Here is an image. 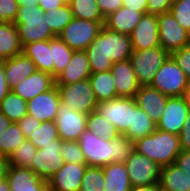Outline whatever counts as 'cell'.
<instances>
[{
	"mask_svg": "<svg viewBox=\"0 0 190 191\" xmlns=\"http://www.w3.org/2000/svg\"><path fill=\"white\" fill-rule=\"evenodd\" d=\"M132 51L130 36L109 30L105 26L85 50L91 73L110 71L113 63L129 60Z\"/></svg>",
	"mask_w": 190,
	"mask_h": 191,
	"instance_id": "cell-1",
	"label": "cell"
},
{
	"mask_svg": "<svg viewBox=\"0 0 190 191\" xmlns=\"http://www.w3.org/2000/svg\"><path fill=\"white\" fill-rule=\"evenodd\" d=\"M78 143L87 166L102 167L112 162H125L134 150L133 141L121 134L107 141L85 130Z\"/></svg>",
	"mask_w": 190,
	"mask_h": 191,
	"instance_id": "cell-2",
	"label": "cell"
},
{
	"mask_svg": "<svg viewBox=\"0 0 190 191\" xmlns=\"http://www.w3.org/2000/svg\"><path fill=\"white\" fill-rule=\"evenodd\" d=\"M134 150L156 162L161 168L175 163L180 154V137L156 129L150 135L133 142Z\"/></svg>",
	"mask_w": 190,
	"mask_h": 191,
	"instance_id": "cell-3",
	"label": "cell"
},
{
	"mask_svg": "<svg viewBox=\"0 0 190 191\" xmlns=\"http://www.w3.org/2000/svg\"><path fill=\"white\" fill-rule=\"evenodd\" d=\"M19 33L22 46L56 37L44 20V11L38 6H19L13 23Z\"/></svg>",
	"mask_w": 190,
	"mask_h": 191,
	"instance_id": "cell-4",
	"label": "cell"
},
{
	"mask_svg": "<svg viewBox=\"0 0 190 191\" xmlns=\"http://www.w3.org/2000/svg\"><path fill=\"white\" fill-rule=\"evenodd\" d=\"M170 54L162 47L133 50L129 58L131 66L141 86L151 85L157 70L164 64Z\"/></svg>",
	"mask_w": 190,
	"mask_h": 191,
	"instance_id": "cell-5",
	"label": "cell"
},
{
	"mask_svg": "<svg viewBox=\"0 0 190 191\" xmlns=\"http://www.w3.org/2000/svg\"><path fill=\"white\" fill-rule=\"evenodd\" d=\"M60 102L72 110L89 115L98 104L88 79L72 84H55Z\"/></svg>",
	"mask_w": 190,
	"mask_h": 191,
	"instance_id": "cell-6",
	"label": "cell"
},
{
	"mask_svg": "<svg viewBox=\"0 0 190 191\" xmlns=\"http://www.w3.org/2000/svg\"><path fill=\"white\" fill-rule=\"evenodd\" d=\"M104 21H91L73 17L59 37L73 50L85 51L98 37Z\"/></svg>",
	"mask_w": 190,
	"mask_h": 191,
	"instance_id": "cell-7",
	"label": "cell"
},
{
	"mask_svg": "<svg viewBox=\"0 0 190 191\" xmlns=\"http://www.w3.org/2000/svg\"><path fill=\"white\" fill-rule=\"evenodd\" d=\"M187 83L185 73L170 55L157 70L150 86L168 97H182Z\"/></svg>",
	"mask_w": 190,
	"mask_h": 191,
	"instance_id": "cell-8",
	"label": "cell"
},
{
	"mask_svg": "<svg viewBox=\"0 0 190 191\" xmlns=\"http://www.w3.org/2000/svg\"><path fill=\"white\" fill-rule=\"evenodd\" d=\"M96 112L113 124L118 133L123 135L128 128H132L133 98L117 97L99 102L96 106Z\"/></svg>",
	"mask_w": 190,
	"mask_h": 191,
	"instance_id": "cell-9",
	"label": "cell"
},
{
	"mask_svg": "<svg viewBox=\"0 0 190 191\" xmlns=\"http://www.w3.org/2000/svg\"><path fill=\"white\" fill-rule=\"evenodd\" d=\"M131 186H148L159 183L161 167L147 156L133 150L125 161Z\"/></svg>",
	"mask_w": 190,
	"mask_h": 191,
	"instance_id": "cell-10",
	"label": "cell"
},
{
	"mask_svg": "<svg viewBox=\"0 0 190 191\" xmlns=\"http://www.w3.org/2000/svg\"><path fill=\"white\" fill-rule=\"evenodd\" d=\"M157 19L160 47L171 55L174 51L187 46L188 31L176 21L171 12L159 14Z\"/></svg>",
	"mask_w": 190,
	"mask_h": 191,
	"instance_id": "cell-11",
	"label": "cell"
},
{
	"mask_svg": "<svg viewBox=\"0 0 190 191\" xmlns=\"http://www.w3.org/2000/svg\"><path fill=\"white\" fill-rule=\"evenodd\" d=\"M62 140L55 139V144L43 146L35 153L29 167L37 176L48 180L64 163L61 156Z\"/></svg>",
	"mask_w": 190,
	"mask_h": 191,
	"instance_id": "cell-12",
	"label": "cell"
},
{
	"mask_svg": "<svg viewBox=\"0 0 190 191\" xmlns=\"http://www.w3.org/2000/svg\"><path fill=\"white\" fill-rule=\"evenodd\" d=\"M87 117L60 103L55 119L59 138L63 141H78L86 130Z\"/></svg>",
	"mask_w": 190,
	"mask_h": 191,
	"instance_id": "cell-13",
	"label": "cell"
},
{
	"mask_svg": "<svg viewBox=\"0 0 190 191\" xmlns=\"http://www.w3.org/2000/svg\"><path fill=\"white\" fill-rule=\"evenodd\" d=\"M189 111L182 97H169L156 129L179 136Z\"/></svg>",
	"mask_w": 190,
	"mask_h": 191,
	"instance_id": "cell-14",
	"label": "cell"
},
{
	"mask_svg": "<svg viewBox=\"0 0 190 191\" xmlns=\"http://www.w3.org/2000/svg\"><path fill=\"white\" fill-rule=\"evenodd\" d=\"M130 40L133 50H144L160 46L157 15L145 13L133 29Z\"/></svg>",
	"mask_w": 190,
	"mask_h": 191,
	"instance_id": "cell-15",
	"label": "cell"
},
{
	"mask_svg": "<svg viewBox=\"0 0 190 191\" xmlns=\"http://www.w3.org/2000/svg\"><path fill=\"white\" fill-rule=\"evenodd\" d=\"M60 103V95L54 85L27 102V114L40 122L55 121Z\"/></svg>",
	"mask_w": 190,
	"mask_h": 191,
	"instance_id": "cell-16",
	"label": "cell"
},
{
	"mask_svg": "<svg viewBox=\"0 0 190 191\" xmlns=\"http://www.w3.org/2000/svg\"><path fill=\"white\" fill-rule=\"evenodd\" d=\"M86 164L63 163L48 179L50 191H79Z\"/></svg>",
	"mask_w": 190,
	"mask_h": 191,
	"instance_id": "cell-17",
	"label": "cell"
},
{
	"mask_svg": "<svg viewBox=\"0 0 190 191\" xmlns=\"http://www.w3.org/2000/svg\"><path fill=\"white\" fill-rule=\"evenodd\" d=\"M6 179L10 191H50L48 180L40 178L30 168L10 166Z\"/></svg>",
	"mask_w": 190,
	"mask_h": 191,
	"instance_id": "cell-18",
	"label": "cell"
},
{
	"mask_svg": "<svg viewBox=\"0 0 190 191\" xmlns=\"http://www.w3.org/2000/svg\"><path fill=\"white\" fill-rule=\"evenodd\" d=\"M113 84L118 97H135L141 85L129 60L115 62L112 65Z\"/></svg>",
	"mask_w": 190,
	"mask_h": 191,
	"instance_id": "cell-19",
	"label": "cell"
},
{
	"mask_svg": "<svg viewBox=\"0 0 190 191\" xmlns=\"http://www.w3.org/2000/svg\"><path fill=\"white\" fill-rule=\"evenodd\" d=\"M168 98L150 85L141 86L134 97L137 107L144 110L155 124L160 120Z\"/></svg>",
	"mask_w": 190,
	"mask_h": 191,
	"instance_id": "cell-20",
	"label": "cell"
},
{
	"mask_svg": "<svg viewBox=\"0 0 190 191\" xmlns=\"http://www.w3.org/2000/svg\"><path fill=\"white\" fill-rule=\"evenodd\" d=\"M55 85V78L48 73L35 70L29 77L17 83L11 91L28 102L36 95L46 92Z\"/></svg>",
	"mask_w": 190,
	"mask_h": 191,
	"instance_id": "cell-21",
	"label": "cell"
},
{
	"mask_svg": "<svg viewBox=\"0 0 190 191\" xmlns=\"http://www.w3.org/2000/svg\"><path fill=\"white\" fill-rule=\"evenodd\" d=\"M90 63L85 51H74L66 68L55 78V84H72L91 75Z\"/></svg>",
	"mask_w": 190,
	"mask_h": 191,
	"instance_id": "cell-22",
	"label": "cell"
},
{
	"mask_svg": "<svg viewBox=\"0 0 190 191\" xmlns=\"http://www.w3.org/2000/svg\"><path fill=\"white\" fill-rule=\"evenodd\" d=\"M142 15L141 12L122 6L117 11L105 17L103 25L109 30L130 36Z\"/></svg>",
	"mask_w": 190,
	"mask_h": 191,
	"instance_id": "cell-23",
	"label": "cell"
},
{
	"mask_svg": "<svg viewBox=\"0 0 190 191\" xmlns=\"http://www.w3.org/2000/svg\"><path fill=\"white\" fill-rule=\"evenodd\" d=\"M22 53L31 59L36 70L51 74L53 76L52 49H50V39L36 41L22 46Z\"/></svg>",
	"mask_w": 190,
	"mask_h": 191,
	"instance_id": "cell-24",
	"label": "cell"
},
{
	"mask_svg": "<svg viewBox=\"0 0 190 191\" xmlns=\"http://www.w3.org/2000/svg\"><path fill=\"white\" fill-rule=\"evenodd\" d=\"M2 62L4 63L5 77L10 89L36 70L35 64L23 53Z\"/></svg>",
	"mask_w": 190,
	"mask_h": 191,
	"instance_id": "cell-25",
	"label": "cell"
},
{
	"mask_svg": "<svg viewBox=\"0 0 190 191\" xmlns=\"http://www.w3.org/2000/svg\"><path fill=\"white\" fill-rule=\"evenodd\" d=\"M159 186L161 191H190V175L172 163L161 168Z\"/></svg>",
	"mask_w": 190,
	"mask_h": 191,
	"instance_id": "cell-26",
	"label": "cell"
},
{
	"mask_svg": "<svg viewBox=\"0 0 190 191\" xmlns=\"http://www.w3.org/2000/svg\"><path fill=\"white\" fill-rule=\"evenodd\" d=\"M104 191H130L131 183L125 162H112L102 166Z\"/></svg>",
	"mask_w": 190,
	"mask_h": 191,
	"instance_id": "cell-27",
	"label": "cell"
},
{
	"mask_svg": "<svg viewBox=\"0 0 190 191\" xmlns=\"http://www.w3.org/2000/svg\"><path fill=\"white\" fill-rule=\"evenodd\" d=\"M22 53L17 27L10 22H0V61Z\"/></svg>",
	"mask_w": 190,
	"mask_h": 191,
	"instance_id": "cell-28",
	"label": "cell"
},
{
	"mask_svg": "<svg viewBox=\"0 0 190 191\" xmlns=\"http://www.w3.org/2000/svg\"><path fill=\"white\" fill-rule=\"evenodd\" d=\"M97 102L117 98L111 71L92 73L88 78Z\"/></svg>",
	"mask_w": 190,
	"mask_h": 191,
	"instance_id": "cell-29",
	"label": "cell"
},
{
	"mask_svg": "<svg viewBox=\"0 0 190 191\" xmlns=\"http://www.w3.org/2000/svg\"><path fill=\"white\" fill-rule=\"evenodd\" d=\"M156 130V124L150 119L144 110L137 107L133 98V119L132 128L123 134L133 142L144 136L150 135Z\"/></svg>",
	"mask_w": 190,
	"mask_h": 191,
	"instance_id": "cell-30",
	"label": "cell"
},
{
	"mask_svg": "<svg viewBox=\"0 0 190 191\" xmlns=\"http://www.w3.org/2000/svg\"><path fill=\"white\" fill-rule=\"evenodd\" d=\"M52 49L53 77L56 78L70 62L73 50L59 37L50 39Z\"/></svg>",
	"mask_w": 190,
	"mask_h": 191,
	"instance_id": "cell-31",
	"label": "cell"
},
{
	"mask_svg": "<svg viewBox=\"0 0 190 191\" xmlns=\"http://www.w3.org/2000/svg\"><path fill=\"white\" fill-rule=\"evenodd\" d=\"M0 112L11 122H18L27 115V102L10 91L0 102Z\"/></svg>",
	"mask_w": 190,
	"mask_h": 191,
	"instance_id": "cell-32",
	"label": "cell"
},
{
	"mask_svg": "<svg viewBox=\"0 0 190 191\" xmlns=\"http://www.w3.org/2000/svg\"><path fill=\"white\" fill-rule=\"evenodd\" d=\"M72 18V10L68 3L44 12V20L48 23L47 25L55 36H59L62 33Z\"/></svg>",
	"mask_w": 190,
	"mask_h": 191,
	"instance_id": "cell-33",
	"label": "cell"
},
{
	"mask_svg": "<svg viewBox=\"0 0 190 191\" xmlns=\"http://www.w3.org/2000/svg\"><path fill=\"white\" fill-rule=\"evenodd\" d=\"M68 4L75 18L105 21L96 0H68Z\"/></svg>",
	"mask_w": 190,
	"mask_h": 191,
	"instance_id": "cell-34",
	"label": "cell"
},
{
	"mask_svg": "<svg viewBox=\"0 0 190 191\" xmlns=\"http://www.w3.org/2000/svg\"><path fill=\"white\" fill-rule=\"evenodd\" d=\"M86 130L92 131L96 136L111 141L119 135L115 126L104 119L98 112L93 111L87 117Z\"/></svg>",
	"mask_w": 190,
	"mask_h": 191,
	"instance_id": "cell-35",
	"label": "cell"
},
{
	"mask_svg": "<svg viewBox=\"0 0 190 191\" xmlns=\"http://www.w3.org/2000/svg\"><path fill=\"white\" fill-rule=\"evenodd\" d=\"M58 138L55 121H44L26 139L31 141L37 149H41L45 145L55 144V139Z\"/></svg>",
	"mask_w": 190,
	"mask_h": 191,
	"instance_id": "cell-36",
	"label": "cell"
},
{
	"mask_svg": "<svg viewBox=\"0 0 190 191\" xmlns=\"http://www.w3.org/2000/svg\"><path fill=\"white\" fill-rule=\"evenodd\" d=\"M25 139L17 122H12L0 137V155L10 157Z\"/></svg>",
	"mask_w": 190,
	"mask_h": 191,
	"instance_id": "cell-37",
	"label": "cell"
},
{
	"mask_svg": "<svg viewBox=\"0 0 190 191\" xmlns=\"http://www.w3.org/2000/svg\"><path fill=\"white\" fill-rule=\"evenodd\" d=\"M38 149L25 139L9 157L10 166L29 168Z\"/></svg>",
	"mask_w": 190,
	"mask_h": 191,
	"instance_id": "cell-38",
	"label": "cell"
},
{
	"mask_svg": "<svg viewBox=\"0 0 190 191\" xmlns=\"http://www.w3.org/2000/svg\"><path fill=\"white\" fill-rule=\"evenodd\" d=\"M104 186L102 167L87 166L79 191H104Z\"/></svg>",
	"mask_w": 190,
	"mask_h": 191,
	"instance_id": "cell-39",
	"label": "cell"
},
{
	"mask_svg": "<svg viewBox=\"0 0 190 191\" xmlns=\"http://www.w3.org/2000/svg\"><path fill=\"white\" fill-rule=\"evenodd\" d=\"M60 154L64 160V163L86 164L83 152L80 149L78 141L62 140Z\"/></svg>",
	"mask_w": 190,
	"mask_h": 191,
	"instance_id": "cell-40",
	"label": "cell"
},
{
	"mask_svg": "<svg viewBox=\"0 0 190 191\" xmlns=\"http://www.w3.org/2000/svg\"><path fill=\"white\" fill-rule=\"evenodd\" d=\"M170 12L186 31L190 30V0H174Z\"/></svg>",
	"mask_w": 190,
	"mask_h": 191,
	"instance_id": "cell-41",
	"label": "cell"
},
{
	"mask_svg": "<svg viewBox=\"0 0 190 191\" xmlns=\"http://www.w3.org/2000/svg\"><path fill=\"white\" fill-rule=\"evenodd\" d=\"M18 8L16 0H0V22L14 23Z\"/></svg>",
	"mask_w": 190,
	"mask_h": 191,
	"instance_id": "cell-42",
	"label": "cell"
},
{
	"mask_svg": "<svg viewBox=\"0 0 190 191\" xmlns=\"http://www.w3.org/2000/svg\"><path fill=\"white\" fill-rule=\"evenodd\" d=\"M171 56L183 70L188 81H190V47L184 46L180 50L174 51Z\"/></svg>",
	"mask_w": 190,
	"mask_h": 191,
	"instance_id": "cell-43",
	"label": "cell"
},
{
	"mask_svg": "<svg viewBox=\"0 0 190 191\" xmlns=\"http://www.w3.org/2000/svg\"><path fill=\"white\" fill-rule=\"evenodd\" d=\"M174 0H148L147 13L159 15L170 12Z\"/></svg>",
	"mask_w": 190,
	"mask_h": 191,
	"instance_id": "cell-44",
	"label": "cell"
},
{
	"mask_svg": "<svg viewBox=\"0 0 190 191\" xmlns=\"http://www.w3.org/2000/svg\"><path fill=\"white\" fill-rule=\"evenodd\" d=\"M17 124L19 125L23 135L27 138L29 134H32L36 127L41 125V122L33 116L27 114L19 120Z\"/></svg>",
	"mask_w": 190,
	"mask_h": 191,
	"instance_id": "cell-45",
	"label": "cell"
},
{
	"mask_svg": "<svg viewBox=\"0 0 190 191\" xmlns=\"http://www.w3.org/2000/svg\"><path fill=\"white\" fill-rule=\"evenodd\" d=\"M103 17L117 11L122 7L123 0H96Z\"/></svg>",
	"mask_w": 190,
	"mask_h": 191,
	"instance_id": "cell-46",
	"label": "cell"
},
{
	"mask_svg": "<svg viewBox=\"0 0 190 191\" xmlns=\"http://www.w3.org/2000/svg\"><path fill=\"white\" fill-rule=\"evenodd\" d=\"M180 146L182 151L190 150V111L179 135Z\"/></svg>",
	"mask_w": 190,
	"mask_h": 191,
	"instance_id": "cell-47",
	"label": "cell"
},
{
	"mask_svg": "<svg viewBox=\"0 0 190 191\" xmlns=\"http://www.w3.org/2000/svg\"><path fill=\"white\" fill-rule=\"evenodd\" d=\"M148 0H123L122 6L131 10L147 13Z\"/></svg>",
	"mask_w": 190,
	"mask_h": 191,
	"instance_id": "cell-48",
	"label": "cell"
},
{
	"mask_svg": "<svg viewBox=\"0 0 190 191\" xmlns=\"http://www.w3.org/2000/svg\"><path fill=\"white\" fill-rule=\"evenodd\" d=\"M175 164L190 175V150L181 151L176 157Z\"/></svg>",
	"mask_w": 190,
	"mask_h": 191,
	"instance_id": "cell-49",
	"label": "cell"
},
{
	"mask_svg": "<svg viewBox=\"0 0 190 191\" xmlns=\"http://www.w3.org/2000/svg\"><path fill=\"white\" fill-rule=\"evenodd\" d=\"M68 3V0H38V6L45 12Z\"/></svg>",
	"mask_w": 190,
	"mask_h": 191,
	"instance_id": "cell-50",
	"label": "cell"
},
{
	"mask_svg": "<svg viewBox=\"0 0 190 191\" xmlns=\"http://www.w3.org/2000/svg\"><path fill=\"white\" fill-rule=\"evenodd\" d=\"M10 91L5 77L4 63L0 61V102Z\"/></svg>",
	"mask_w": 190,
	"mask_h": 191,
	"instance_id": "cell-51",
	"label": "cell"
},
{
	"mask_svg": "<svg viewBox=\"0 0 190 191\" xmlns=\"http://www.w3.org/2000/svg\"><path fill=\"white\" fill-rule=\"evenodd\" d=\"M9 167V157L0 155V181L7 178Z\"/></svg>",
	"mask_w": 190,
	"mask_h": 191,
	"instance_id": "cell-52",
	"label": "cell"
},
{
	"mask_svg": "<svg viewBox=\"0 0 190 191\" xmlns=\"http://www.w3.org/2000/svg\"><path fill=\"white\" fill-rule=\"evenodd\" d=\"M130 191H161L159 183L148 186H132Z\"/></svg>",
	"mask_w": 190,
	"mask_h": 191,
	"instance_id": "cell-53",
	"label": "cell"
},
{
	"mask_svg": "<svg viewBox=\"0 0 190 191\" xmlns=\"http://www.w3.org/2000/svg\"><path fill=\"white\" fill-rule=\"evenodd\" d=\"M12 122L0 112V137Z\"/></svg>",
	"mask_w": 190,
	"mask_h": 191,
	"instance_id": "cell-54",
	"label": "cell"
},
{
	"mask_svg": "<svg viewBox=\"0 0 190 191\" xmlns=\"http://www.w3.org/2000/svg\"><path fill=\"white\" fill-rule=\"evenodd\" d=\"M182 98L185 104L190 108V81H188L187 86L184 89Z\"/></svg>",
	"mask_w": 190,
	"mask_h": 191,
	"instance_id": "cell-55",
	"label": "cell"
},
{
	"mask_svg": "<svg viewBox=\"0 0 190 191\" xmlns=\"http://www.w3.org/2000/svg\"><path fill=\"white\" fill-rule=\"evenodd\" d=\"M19 6H35L38 0H16Z\"/></svg>",
	"mask_w": 190,
	"mask_h": 191,
	"instance_id": "cell-56",
	"label": "cell"
},
{
	"mask_svg": "<svg viewBox=\"0 0 190 191\" xmlns=\"http://www.w3.org/2000/svg\"><path fill=\"white\" fill-rule=\"evenodd\" d=\"M0 191H10V186L7 179L0 181Z\"/></svg>",
	"mask_w": 190,
	"mask_h": 191,
	"instance_id": "cell-57",
	"label": "cell"
},
{
	"mask_svg": "<svg viewBox=\"0 0 190 191\" xmlns=\"http://www.w3.org/2000/svg\"><path fill=\"white\" fill-rule=\"evenodd\" d=\"M187 35H188V42H187V46H189V47H190V30L188 31Z\"/></svg>",
	"mask_w": 190,
	"mask_h": 191,
	"instance_id": "cell-58",
	"label": "cell"
}]
</instances>
